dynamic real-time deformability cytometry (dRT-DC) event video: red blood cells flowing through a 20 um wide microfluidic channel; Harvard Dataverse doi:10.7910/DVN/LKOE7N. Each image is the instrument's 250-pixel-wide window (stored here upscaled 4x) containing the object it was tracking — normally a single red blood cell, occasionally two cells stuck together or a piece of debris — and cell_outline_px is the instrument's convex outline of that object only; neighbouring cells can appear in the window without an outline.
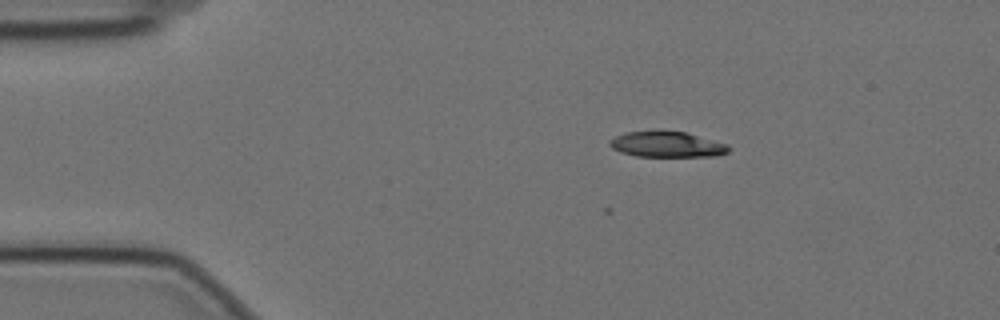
{"species": "Egyptian fruit bat (a non-hibernating species)", "species_latin": "Rousettus aegyptiacus", "temperature_condition": "cold", "stored_images_in_passage": 2, "camera_frame_rate_fps": 3000, "um_per_image_px": 0.085, "animal": {"sex": "female"}, "frame": {"image": 1, "passage_image": 2, "time_ms": 0.333, "image_size_px": [1000, 320], "cell_outline_px": [[732, 148], [728, 152], [716, 156], [636, 156], [620, 152], [612, 148], [608, 144], [616, 136], [628, 132], [652, 128], [684, 132], [728, 144]], "centroid_in_image_um": [56.68, 12.24], "position_along_channel_um": 28.3, "area_um2": 18.15}}